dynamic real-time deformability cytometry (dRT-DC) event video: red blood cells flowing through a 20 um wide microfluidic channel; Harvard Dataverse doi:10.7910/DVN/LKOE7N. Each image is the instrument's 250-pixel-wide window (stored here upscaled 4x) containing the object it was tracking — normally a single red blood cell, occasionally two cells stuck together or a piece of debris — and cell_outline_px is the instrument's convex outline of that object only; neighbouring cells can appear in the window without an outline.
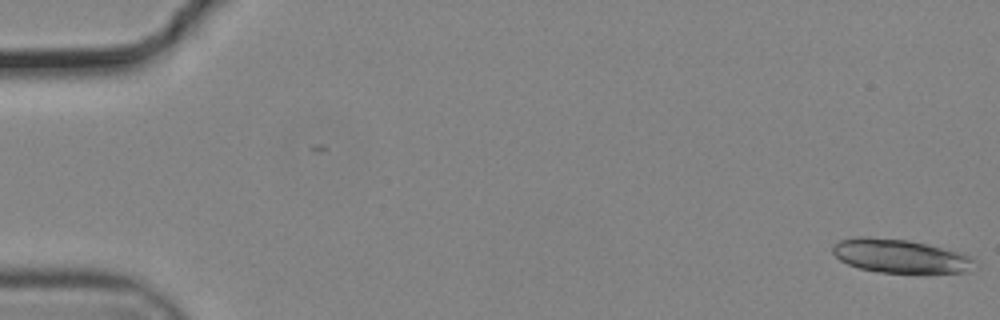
{"species": "common noctule bat (a hibernating species)", "species_latin": "Nyctalus noctula", "temperature_condition": "cold", "stored_images_in_passage": 15, "camera_frame_rate_fps": 3000, "um_per_image_px": 0.085, "animal": {"sex": "male", "body_mass_g": 19.2, "forearm_length_mm": 51.8}, "frame": {"image": 1, "passage_image": 1, "time_ms": 0.0, "image_size_px": [1000, 320], "cell_outline_px": [[980, 264], [964, 272], [924, 276], [920, 276], [880, 272], [860, 268], [848, 264], [840, 260], [832, 252], [832, 244], [840, 240], [856, 236], [868, 236], [908, 240], [928, 244], [964, 252], [972, 256]], "centroid_in_image_um": [76.63, 21.8], "position_along_channel_um": 8.4, "area_um2": 29.42}}